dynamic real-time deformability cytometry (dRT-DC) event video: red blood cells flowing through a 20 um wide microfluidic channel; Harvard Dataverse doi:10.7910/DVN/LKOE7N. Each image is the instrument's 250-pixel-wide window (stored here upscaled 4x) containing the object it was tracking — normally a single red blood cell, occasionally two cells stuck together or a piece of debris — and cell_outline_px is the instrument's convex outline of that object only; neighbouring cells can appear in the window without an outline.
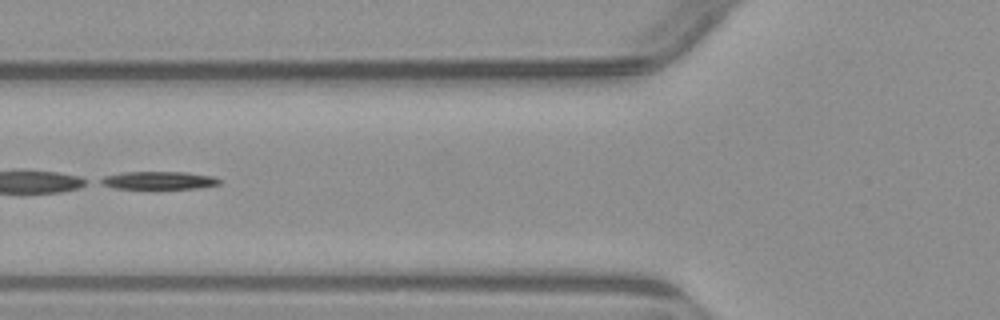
{"species": "common noctule bat (a hibernating species)", "species_latin": "Nyctalus noctula", "temperature_condition": "warm", "stored_images_in_passage": 6, "segment_of_instrument_passage": [2, 2], "camera_frame_rate_fps": 3000, "um_per_image_px": 0.085, "animal": {"sex": "male", "body_mass_g": 23.1, "forearm_length_mm": 52.7}, "frame": {"image": 1, "passage_image": 5, "time_ms": 6.0, "image_size_px": [1000, 320], "cell_outline_px": [[220, 184], [200, 188], [116, 188], [104, 184], [96, 180], [104, 176], [124, 172], [184, 172], [212, 176], [220, 180]], "centroid_in_image_um": [13.49, 15.32], "position_along_channel_um": 112.3, "area_um2": 12.14}}
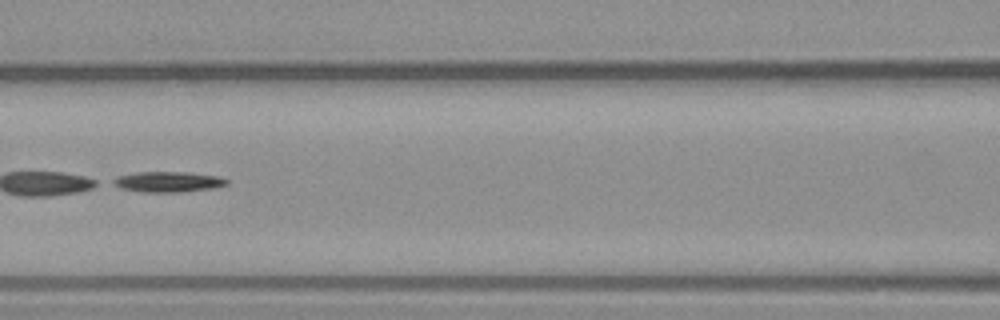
{"frame": {"image": 2, "passage_image": 6, "time_ms": 7.0, "image_size_px": [1000, 320], "cell_outline_px": [[228, 184], [216, 188], [180, 192], [140, 192], [120, 188], [112, 184], [108, 180], [116, 176], [136, 172], [188, 172], [220, 176], [228, 180]], "centroid_in_image_um": [14.24, 15.45], "position_along_channel_um": 152.4, "area_um2": 13.93}}